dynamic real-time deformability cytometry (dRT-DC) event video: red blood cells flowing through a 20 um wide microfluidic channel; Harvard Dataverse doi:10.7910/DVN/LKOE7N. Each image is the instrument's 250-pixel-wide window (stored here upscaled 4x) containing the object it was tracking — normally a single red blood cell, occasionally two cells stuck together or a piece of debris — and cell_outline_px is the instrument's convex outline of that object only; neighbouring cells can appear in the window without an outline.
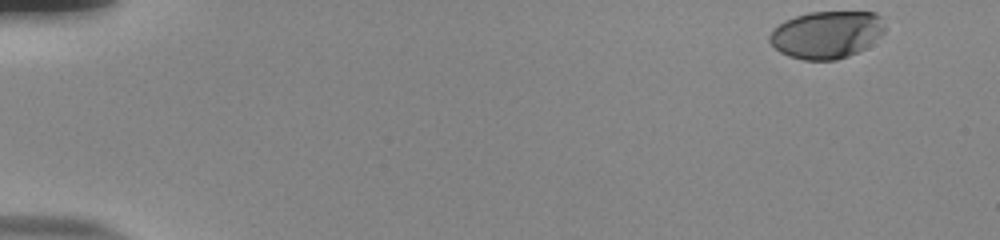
{"species": "human", "species_latin": "Homo sapiens", "temperature_condition": "room temperature", "stored_images_in_passage": 52, "camera_frame_rate_fps": 3000, "um_per_image_px": 0.085, "donor": {"sex": "male"}, "frame": {"image": 1, "passage_image": 1, "time_ms": 0.0, "image_size_px": [1000, 240], "cell_outline_px": [[888, 28], [880, 36], [864, 48], [848, 56], [836, 60], [804, 60], [788, 56], [780, 52], [768, 40], [768, 36], [772, 28], [784, 20], [808, 12], [876, 12], [884, 16]], "centroid_in_image_um": [70.29, 2.92], "position_along_channel_um": 14.7, "area_um2": 32.31}}
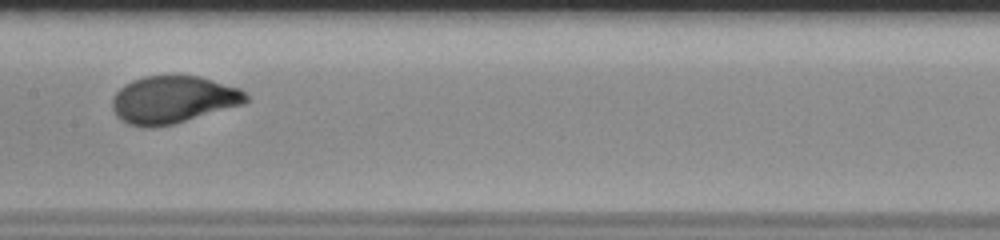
{"frame": {"image": 2, "passage_image": 27, "time_ms": 8.667, "image_size_px": [1000, 240], "cell_outline_px": [[248, 100], [244, 104], [172, 124], [152, 128], [144, 128], [128, 124], [120, 120], [116, 116], [112, 108], [112, 96], [124, 84], [132, 80], [144, 76], [200, 76], [240, 88], [248, 96]], "centroid_in_image_um": [14.68, 8.47], "position_along_channel_um": 192.7, "area_um2": 37.05}}
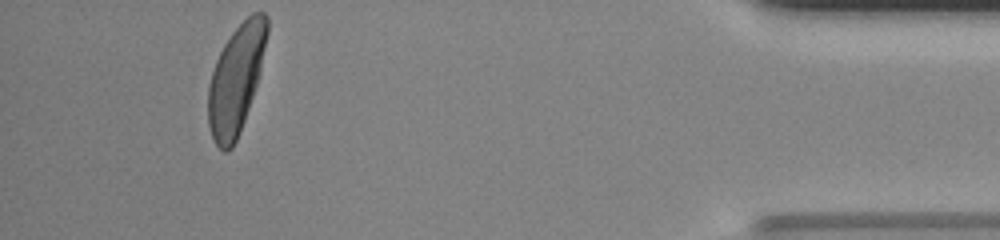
{"frame": {"image": 3, "passage_image": 49, "time_ms": 16.0, "image_size_px": [1000, 240], "cell_outline_px": [[268, 32], [260, 68], [256, 84], [244, 120], [236, 140], [232, 148], [228, 152], [224, 152], [216, 144], [212, 136], [208, 124], [208, 88], [212, 72], [216, 60], [224, 44], [232, 32], [252, 12], [264, 12], [268, 16]], "centroid_in_image_um": [20.05, 6.73], "position_along_channel_um": 415.1, "area_um2": 36.65}, "authors_computed_cell_mechanics": {"area_um2": 36.3273, "velocity_mm_per_s": 3.7755, "shape_relaxation_time_tau1_ms": 3.6283, "shape_relaxation_time_tau2_ms": null, "deformation_change_tau1": 0.2099, "deformation_change_tau2": null}}